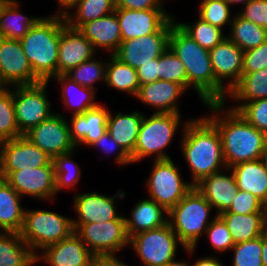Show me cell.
Masks as SVG:
<instances>
[{"mask_svg":"<svg viewBox=\"0 0 267 266\" xmlns=\"http://www.w3.org/2000/svg\"><path fill=\"white\" fill-rule=\"evenodd\" d=\"M227 103H207L210 114L205 115L220 133L226 167L262 159L265 151V133L253 127Z\"/></svg>","mask_w":267,"mask_h":266,"instance_id":"cell-1","label":"cell"},{"mask_svg":"<svg viewBox=\"0 0 267 266\" xmlns=\"http://www.w3.org/2000/svg\"><path fill=\"white\" fill-rule=\"evenodd\" d=\"M180 130V151L191 173L193 186L226 168L220 133L205 115L190 118Z\"/></svg>","mask_w":267,"mask_h":266,"instance_id":"cell-2","label":"cell"},{"mask_svg":"<svg viewBox=\"0 0 267 266\" xmlns=\"http://www.w3.org/2000/svg\"><path fill=\"white\" fill-rule=\"evenodd\" d=\"M169 48L184 64L188 90L193 88L202 104L229 101L228 92L215 80L209 51L202 48L177 22L171 26Z\"/></svg>","mask_w":267,"mask_h":266,"instance_id":"cell-3","label":"cell"},{"mask_svg":"<svg viewBox=\"0 0 267 266\" xmlns=\"http://www.w3.org/2000/svg\"><path fill=\"white\" fill-rule=\"evenodd\" d=\"M63 30V14L41 16L20 39L24 53L34 75L41 82H50L57 75L60 33Z\"/></svg>","mask_w":267,"mask_h":266,"instance_id":"cell-4","label":"cell"},{"mask_svg":"<svg viewBox=\"0 0 267 266\" xmlns=\"http://www.w3.org/2000/svg\"><path fill=\"white\" fill-rule=\"evenodd\" d=\"M214 208L195 186L168 211V223L179 241L186 248L187 256H193L198 242L205 235L208 225L217 214L210 216ZM211 217V218H210ZM210 218V219H209Z\"/></svg>","mask_w":267,"mask_h":266,"instance_id":"cell-5","label":"cell"},{"mask_svg":"<svg viewBox=\"0 0 267 266\" xmlns=\"http://www.w3.org/2000/svg\"><path fill=\"white\" fill-rule=\"evenodd\" d=\"M182 115L153 113L148 116L143 113L134 153L130 156L132 164L150 156H153L154 160L170 159L171 157L166 153V149L174 140L179 127H185L189 120L183 122Z\"/></svg>","mask_w":267,"mask_h":266,"instance_id":"cell-6","label":"cell"},{"mask_svg":"<svg viewBox=\"0 0 267 266\" xmlns=\"http://www.w3.org/2000/svg\"><path fill=\"white\" fill-rule=\"evenodd\" d=\"M71 217L45 209H25L20 236L37 254L44 247L69 237L73 232Z\"/></svg>","mask_w":267,"mask_h":266,"instance_id":"cell-7","label":"cell"},{"mask_svg":"<svg viewBox=\"0 0 267 266\" xmlns=\"http://www.w3.org/2000/svg\"><path fill=\"white\" fill-rule=\"evenodd\" d=\"M149 174L145 182L147 198L156 201L168 211L193 188L189 181L183 180L180 167L172 158L153 160Z\"/></svg>","mask_w":267,"mask_h":266,"instance_id":"cell-8","label":"cell"},{"mask_svg":"<svg viewBox=\"0 0 267 266\" xmlns=\"http://www.w3.org/2000/svg\"><path fill=\"white\" fill-rule=\"evenodd\" d=\"M129 246L139 258L141 266H165L176 258L179 246L186 251L169 223L133 235L129 238Z\"/></svg>","mask_w":267,"mask_h":266,"instance_id":"cell-9","label":"cell"},{"mask_svg":"<svg viewBox=\"0 0 267 266\" xmlns=\"http://www.w3.org/2000/svg\"><path fill=\"white\" fill-rule=\"evenodd\" d=\"M73 228L96 257L117 255L129 247L124 218L100 223L73 224Z\"/></svg>","mask_w":267,"mask_h":266,"instance_id":"cell-10","label":"cell"},{"mask_svg":"<svg viewBox=\"0 0 267 266\" xmlns=\"http://www.w3.org/2000/svg\"><path fill=\"white\" fill-rule=\"evenodd\" d=\"M49 83L13 86L15 119L22 135L55 113L46 92Z\"/></svg>","mask_w":267,"mask_h":266,"instance_id":"cell-11","label":"cell"},{"mask_svg":"<svg viewBox=\"0 0 267 266\" xmlns=\"http://www.w3.org/2000/svg\"><path fill=\"white\" fill-rule=\"evenodd\" d=\"M174 17L175 15L156 33L121 41L113 55L134 69L158 58L169 47L171 26L176 22Z\"/></svg>","mask_w":267,"mask_h":266,"instance_id":"cell-12","label":"cell"},{"mask_svg":"<svg viewBox=\"0 0 267 266\" xmlns=\"http://www.w3.org/2000/svg\"><path fill=\"white\" fill-rule=\"evenodd\" d=\"M0 178L5 179L22 197L41 201L55 202V174L53 166H44L19 171H0Z\"/></svg>","mask_w":267,"mask_h":266,"instance_id":"cell-13","label":"cell"},{"mask_svg":"<svg viewBox=\"0 0 267 266\" xmlns=\"http://www.w3.org/2000/svg\"><path fill=\"white\" fill-rule=\"evenodd\" d=\"M51 158L77 149L72 141L67 118L55 112L23 135Z\"/></svg>","mask_w":267,"mask_h":266,"instance_id":"cell-14","label":"cell"},{"mask_svg":"<svg viewBox=\"0 0 267 266\" xmlns=\"http://www.w3.org/2000/svg\"><path fill=\"white\" fill-rule=\"evenodd\" d=\"M126 197L125 191L119 189L114 195L107 196L99 192L78 193L72 198L73 209L77 218L72 219L73 224L96 223L124 218L126 214L119 213L118 199ZM118 198V199H117Z\"/></svg>","mask_w":267,"mask_h":266,"instance_id":"cell-15","label":"cell"},{"mask_svg":"<svg viewBox=\"0 0 267 266\" xmlns=\"http://www.w3.org/2000/svg\"><path fill=\"white\" fill-rule=\"evenodd\" d=\"M53 166L52 158L24 136L0 142V171Z\"/></svg>","mask_w":267,"mask_h":266,"instance_id":"cell-16","label":"cell"},{"mask_svg":"<svg viewBox=\"0 0 267 266\" xmlns=\"http://www.w3.org/2000/svg\"><path fill=\"white\" fill-rule=\"evenodd\" d=\"M0 73L9 87L41 82L34 75L20 40L0 37Z\"/></svg>","mask_w":267,"mask_h":266,"instance_id":"cell-17","label":"cell"},{"mask_svg":"<svg viewBox=\"0 0 267 266\" xmlns=\"http://www.w3.org/2000/svg\"><path fill=\"white\" fill-rule=\"evenodd\" d=\"M96 256L75 233L44 247L36 254V262L48 266H91Z\"/></svg>","mask_w":267,"mask_h":266,"instance_id":"cell-18","label":"cell"},{"mask_svg":"<svg viewBox=\"0 0 267 266\" xmlns=\"http://www.w3.org/2000/svg\"><path fill=\"white\" fill-rule=\"evenodd\" d=\"M209 55L215 80L229 93L242 76L244 51L226 36Z\"/></svg>","mask_w":267,"mask_h":266,"instance_id":"cell-19","label":"cell"},{"mask_svg":"<svg viewBox=\"0 0 267 266\" xmlns=\"http://www.w3.org/2000/svg\"><path fill=\"white\" fill-rule=\"evenodd\" d=\"M96 54L92 43L78 30L71 28L63 15V30L60 33L57 75H65Z\"/></svg>","mask_w":267,"mask_h":266,"instance_id":"cell-20","label":"cell"},{"mask_svg":"<svg viewBox=\"0 0 267 266\" xmlns=\"http://www.w3.org/2000/svg\"><path fill=\"white\" fill-rule=\"evenodd\" d=\"M115 12L121 29L122 41L156 33L173 16L166 9L115 8Z\"/></svg>","mask_w":267,"mask_h":266,"instance_id":"cell-21","label":"cell"},{"mask_svg":"<svg viewBox=\"0 0 267 266\" xmlns=\"http://www.w3.org/2000/svg\"><path fill=\"white\" fill-rule=\"evenodd\" d=\"M196 189L214 208L215 214L226 212L239 191L234 174L228 167L212 173L195 185Z\"/></svg>","mask_w":267,"mask_h":266,"instance_id":"cell-22","label":"cell"},{"mask_svg":"<svg viewBox=\"0 0 267 266\" xmlns=\"http://www.w3.org/2000/svg\"><path fill=\"white\" fill-rule=\"evenodd\" d=\"M109 109L100 103L86 112L71 115L68 126L72 141L77 148L89 147L107 132Z\"/></svg>","mask_w":267,"mask_h":266,"instance_id":"cell-23","label":"cell"},{"mask_svg":"<svg viewBox=\"0 0 267 266\" xmlns=\"http://www.w3.org/2000/svg\"><path fill=\"white\" fill-rule=\"evenodd\" d=\"M184 93H186V90L180 84L159 79L158 81L140 85L134 99L153 108V113L181 114L179 98Z\"/></svg>","mask_w":267,"mask_h":266,"instance_id":"cell-24","label":"cell"},{"mask_svg":"<svg viewBox=\"0 0 267 266\" xmlns=\"http://www.w3.org/2000/svg\"><path fill=\"white\" fill-rule=\"evenodd\" d=\"M93 45L94 49L113 55L121 44V29L116 12L83 24L78 29Z\"/></svg>","mask_w":267,"mask_h":266,"instance_id":"cell-25","label":"cell"},{"mask_svg":"<svg viewBox=\"0 0 267 266\" xmlns=\"http://www.w3.org/2000/svg\"><path fill=\"white\" fill-rule=\"evenodd\" d=\"M134 205L130 217L124 216L128 238L168 224V210L156 201L143 198Z\"/></svg>","mask_w":267,"mask_h":266,"instance_id":"cell-26","label":"cell"},{"mask_svg":"<svg viewBox=\"0 0 267 266\" xmlns=\"http://www.w3.org/2000/svg\"><path fill=\"white\" fill-rule=\"evenodd\" d=\"M142 120L143 113L138 110L126 114L109 112L107 132L129 156L134 153Z\"/></svg>","mask_w":267,"mask_h":266,"instance_id":"cell-27","label":"cell"},{"mask_svg":"<svg viewBox=\"0 0 267 266\" xmlns=\"http://www.w3.org/2000/svg\"><path fill=\"white\" fill-rule=\"evenodd\" d=\"M230 169L238 189L252 193L267 206V165L264 159L242 162Z\"/></svg>","mask_w":267,"mask_h":266,"instance_id":"cell-28","label":"cell"},{"mask_svg":"<svg viewBox=\"0 0 267 266\" xmlns=\"http://www.w3.org/2000/svg\"><path fill=\"white\" fill-rule=\"evenodd\" d=\"M219 216L226 223L234 244L260 237L267 230V212L222 213Z\"/></svg>","mask_w":267,"mask_h":266,"instance_id":"cell-29","label":"cell"},{"mask_svg":"<svg viewBox=\"0 0 267 266\" xmlns=\"http://www.w3.org/2000/svg\"><path fill=\"white\" fill-rule=\"evenodd\" d=\"M52 79L61 86L60 99L64 111H72V115L81 114L99 104L95 100L97 92L94 89L81 86L66 75H56Z\"/></svg>","mask_w":267,"mask_h":266,"instance_id":"cell-30","label":"cell"},{"mask_svg":"<svg viewBox=\"0 0 267 266\" xmlns=\"http://www.w3.org/2000/svg\"><path fill=\"white\" fill-rule=\"evenodd\" d=\"M22 199L5 179L0 178V232L20 233L26 209L20 204Z\"/></svg>","mask_w":267,"mask_h":266,"instance_id":"cell-31","label":"cell"},{"mask_svg":"<svg viewBox=\"0 0 267 266\" xmlns=\"http://www.w3.org/2000/svg\"><path fill=\"white\" fill-rule=\"evenodd\" d=\"M265 98H267V67L252 73L242 74L240 81L228 93L227 99L231 102L233 100L234 103L228 107L238 111L246 102Z\"/></svg>","mask_w":267,"mask_h":266,"instance_id":"cell-32","label":"cell"},{"mask_svg":"<svg viewBox=\"0 0 267 266\" xmlns=\"http://www.w3.org/2000/svg\"><path fill=\"white\" fill-rule=\"evenodd\" d=\"M20 1L9 0L0 15V37L5 39H22L41 16L24 15L20 11Z\"/></svg>","mask_w":267,"mask_h":266,"instance_id":"cell-33","label":"cell"},{"mask_svg":"<svg viewBox=\"0 0 267 266\" xmlns=\"http://www.w3.org/2000/svg\"><path fill=\"white\" fill-rule=\"evenodd\" d=\"M36 254L20 233L0 232V266H33Z\"/></svg>","mask_w":267,"mask_h":266,"instance_id":"cell-34","label":"cell"},{"mask_svg":"<svg viewBox=\"0 0 267 266\" xmlns=\"http://www.w3.org/2000/svg\"><path fill=\"white\" fill-rule=\"evenodd\" d=\"M115 8V0H77L63 15L71 28L79 29L87 22L114 12Z\"/></svg>","mask_w":267,"mask_h":266,"instance_id":"cell-35","label":"cell"},{"mask_svg":"<svg viewBox=\"0 0 267 266\" xmlns=\"http://www.w3.org/2000/svg\"><path fill=\"white\" fill-rule=\"evenodd\" d=\"M105 85L135 98L140 87L137 70L121 62L114 55H109Z\"/></svg>","mask_w":267,"mask_h":266,"instance_id":"cell-36","label":"cell"},{"mask_svg":"<svg viewBox=\"0 0 267 266\" xmlns=\"http://www.w3.org/2000/svg\"><path fill=\"white\" fill-rule=\"evenodd\" d=\"M229 28L231 30L227 37L243 51L258 47L267 41L266 28L244 19L236 12Z\"/></svg>","mask_w":267,"mask_h":266,"instance_id":"cell-37","label":"cell"},{"mask_svg":"<svg viewBox=\"0 0 267 266\" xmlns=\"http://www.w3.org/2000/svg\"><path fill=\"white\" fill-rule=\"evenodd\" d=\"M76 152L77 149L52 158L57 196L59 195L58 193L64 189H75L80 181L82 169L72 159Z\"/></svg>","mask_w":267,"mask_h":266,"instance_id":"cell-38","label":"cell"},{"mask_svg":"<svg viewBox=\"0 0 267 266\" xmlns=\"http://www.w3.org/2000/svg\"><path fill=\"white\" fill-rule=\"evenodd\" d=\"M96 56L84 61L65 75L81 86L97 91L98 88L94 85L96 82H102L105 85L107 61L99 60Z\"/></svg>","mask_w":267,"mask_h":266,"instance_id":"cell-39","label":"cell"},{"mask_svg":"<svg viewBox=\"0 0 267 266\" xmlns=\"http://www.w3.org/2000/svg\"><path fill=\"white\" fill-rule=\"evenodd\" d=\"M176 22L202 48L208 51L213 49L227 36L223 30L203 21L199 17L193 21L194 23L179 22L177 20Z\"/></svg>","mask_w":267,"mask_h":266,"instance_id":"cell-40","label":"cell"},{"mask_svg":"<svg viewBox=\"0 0 267 266\" xmlns=\"http://www.w3.org/2000/svg\"><path fill=\"white\" fill-rule=\"evenodd\" d=\"M198 8L199 18L223 31L233 21L231 6L224 0H200Z\"/></svg>","mask_w":267,"mask_h":266,"instance_id":"cell-41","label":"cell"},{"mask_svg":"<svg viewBox=\"0 0 267 266\" xmlns=\"http://www.w3.org/2000/svg\"><path fill=\"white\" fill-rule=\"evenodd\" d=\"M10 88L0 92V142L23 136L16 123L13 87Z\"/></svg>","mask_w":267,"mask_h":266,"instance_id":"cell-42","label":"cell"},{"mask_svg":"<svg viewBox=\"0 0 267 266\" xmlns=\"http://www.w3.org/2000/svg\"><path fill=\"white\" fill-rule=\"evenodd\" d=\"M158 74L160 80L178 83L188 91L187 74L184 64L169 47L159 56Z\"/></svg>","mask_w":267,"mask_h":266,"instance_id":"cell-43","label":"cell"},{"mask_svg":"<svg viewBox=\"0 0 267 266\" xmlns=\"http://www.w3.org/2000/svg\"><path fill=\"white\" fill-rule=\"evenodd\" d=\"M262 236L245 242L236 243L231 250L233 251L232 266H263Z\"/></svg>","mask_w":267,"mask_h":266,"instance_id":"cell-44","label":"cell"},{"mask_svg":"<svg viewBox=\"0 0 267 266\" xmlns=\"http://www.w3.org/2000/svg\"><path fill=\"white\" fill-rule=\"evenodd\" d=\"M204 237H208L212 250L214 249L220 255L231 250L235 245L226 223L219 215L208 225Z\"/></svg>","mask_w":267,"mask_h":266,"instance_id":"cell-45","label":"cell"},{"mask_svg":"<svg viewBox=\"0 0 267 266\" xmlns=\"http://www.w3.org/2000/svg\"><path fill=\"white\" fill-rule=\"evenodd\" d=\"M237 112L253 127L267 134V98L246 102Z\"/></svg>","mask_w":267,"mask_h":266,"instance_id":"cell-46","label":"cell"},{"mask_svg":"<svg viewBox=\"0 0 267 266\" xmlns=\"http://www.w3.org/2000/svg\"><path fill=\"white\" fill-rule=\"evenodd\" d=\"M256 212H267V206L252 193L239 190L230 208L223 213L247 215Z\"/></svg>","mask_w":267,"mask_h":266,"instance_id":"cell-47","label":"cell"},{"mask_svg":"<svg viewBox=\"0 0 267 266\" xmlns=\"http://www.w3.org/2000/svg\"><path fill=\"white\" fill-rule=\"evenodd\" d=\"M89 147L93 148H99L103 155H112L114 156V162L115 164H118L119 166H126L131 165L132 161L130 156L119 146L118 143H116L113 138L110 136L108 132L103 134L98 140H96L93 144H91Z\"/></svg>","mask_w":267,"mask_h":266,"instance_id":"cell-48","label":"cell"},{"mask_svg":"<svg viewBox=\"0 0 267 266\" xmlns=\"http://www.w3.org/2000/svg\"><path fill=\"white\" fill-rule=\"evenodd\" d=\"M267 67V41L244 51L242 74L252 73Z\"/></svg>","mask_w":267,"mask_h":266,"instance_id":"cell-49","label":"cell"},{"mask_svg":"<svg viewBox=\"0 0 267 266\" xmlns=\"http://www.w3.org/2000/svg\"><path fill=\"white\" fill-rule=\"evenodd\" d=\"M237 13L246 20L267 29V0H251Z\"/></svg>","mask_w":267,"mask_h":266,"instance_id":"cell-50","label":"cell"},{"mask_svg":"<svg viewBox=\"0 0 267 266\" xmlns=\"http://www.w3.org/2000/svg\"><path fill=\"white\" fill-rule=\"evenodd\" d=\"M115 6L131 10L166 9L164 0H115Z\"/></svg>","mask_w":267,"mask_h":266,"instance_id":"cell-51","label":"cell"},{"mask_svg":"<svg viewBox=\"0 0 267 266\" xmlns=\"http://www.w3.org/2000/svg\"><path fill=\"white\" fill-rule=\"evenodd\" d=\"M137 75L140 85H145L159 80V57L151 62L141 65L137 69Z\"/></svg>","mask_w":267,"mask_h":266,"instance_id":"cell-52","label":"cell"},{"mask_svg":"<svg viewBox=\"0 0 267 266\" xmlns=\"http://www.w3.org/2000/svg\"><path fill=\"white\" fill-rule=\"evenodd\" d=\"M91 266H130L125 264L118 256L95 257Z\"/></svg>","mask_w":267,"mask_h":266,"instance_id":"cell-53","label":"cell"},{"mask_svg":"<svg viewBox=\"0 0 267 266\" xmlns=\"http://www.w3.org/2000/svg\"><path fill=\"white\" fill-rule=\"evenodd\" d=\"M220 258L217 255L200 256L190 266H226Z\"/></svg>","mask_w":267,"mask_h":266,"instance_id":"cell-54","label":"cell"},{"mask_svg":"<svg viewBox=\"0 0 267 266\" xmlns=\"http://www.w3.org/2000/svg\"><path fill=\"white\" fill-rule=\"evenodd\" d=\"M58 9L55 11V13L64 14V12L67 11V9L72 6L77 0H56Z\"/></svg>","mask_w":267,"mask_h":266,"instance_id":"cell-55","label":"cell"},{"mask_svg":"<svg viewBox=\"0 0 267 266\" xmlns=\"http://www.w3.org/2000/svg\"><path fill=\"white\" fill-rule=\"evenodd\" d=\"M262 254L261 260L263 266H267V230L262 234Z\"/></svg>","mask_w":267,"mask_h":266,"instance_id":"cell-56","label":"cell"},{"mask_svg":"<svg viewBox=\"0 0 267 266\" xmlns=\"http://www.w3.org/2000/svg\"><path fill=\"white\" fill-rule=\"evenodd\" d=\"M165 266H190V262L186 260H177L176 258L168 262Z\"/></svg>","mask_w":267,"mask_h":266,"instance_id":"cell-57","label":"cell"},{"mask_svg":"<svg viewBox=\"0 0 267 266\" xmlns=\"http://www.w3.org/2000/svg\"><path fill=\"white\" fill-rule=\"evenodd\" d=\"M224 1H226L232 7V6H236V4H237V6L238 5H246L251 0H224Z\"/></svg>","mask_w":267,"mask_h":266,"instance_id":"cell-58","label":"cell"},{"mask_svg":"<svg viewBox=\"0 0 267 266\" xmlns=\"http://www.w3.org/2000/svg\"><path fill=\"white\" fill-rule=\"evenodd\" d=\"M10 87L5 83L0 73V92L9 89Z\"/></svg>","mask_w":267,"mask_h":266,"instance_id":"cell-59","label":"cell"},{"mask_svg":"<svg viewBox=\"0 0 267 266\" xmlns=\"http://www.w3.org/2000/svg\"><path fill=\"white\" fill-rule=\"evenodd\" d=\"M9 0H0V15H1V12H2V9L4 7V5L8 2Z\"/></svg>","mask_w":267,"mask_h":266,"instance_id":"cell-60","label":"cell"},{"mask_svg":"<svg viewBox=\"0 0 267 266\" xmlns=\"http://www.w3.org/2000/svg\"><path fill=\"white\" fill-rule=\"evenodd\" d=\"M264 157H267V134L265 135V151H264Z\"/></svg>","mask_w":267,"mask_h":266,"instance_id":"cell-61","label":"cell"},{"mask_svg":"<svg viewBox=\"0 0 267 266\" xmlns=\"http://www.w3.org/2000/svg\"><path fill=\"white\" fill-rule=\"evenodd\" d=\"M263 159H264V161H265V163L267 165V157H263Z\"/></svg>","mask_w":267,"mask_h":266,"instance_id":"cell-62","label":"cell"}]
</instances>
